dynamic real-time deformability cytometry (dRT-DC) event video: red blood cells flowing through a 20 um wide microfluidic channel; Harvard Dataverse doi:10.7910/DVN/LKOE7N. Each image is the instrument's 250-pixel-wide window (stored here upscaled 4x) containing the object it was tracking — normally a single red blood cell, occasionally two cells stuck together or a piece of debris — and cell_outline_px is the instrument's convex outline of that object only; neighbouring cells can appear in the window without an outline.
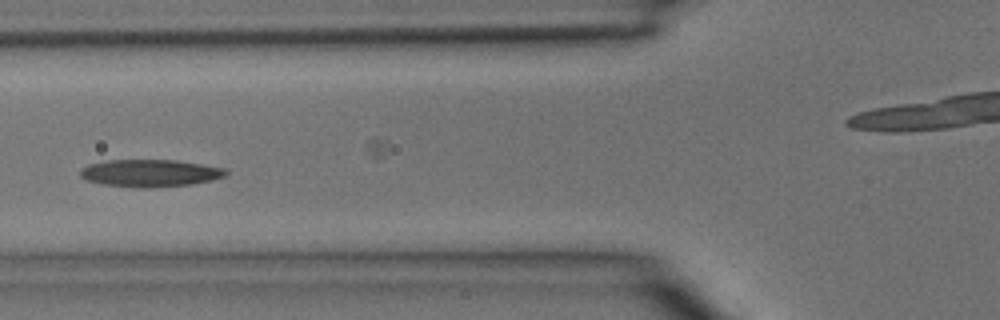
{"species": "common noctule bat (a hibernating species)", "species_latin": "Nyctalus noctula", "temperature_condition": "room temperature", "stored_images_in_passage": 8, "camera_frame_rate_fps": 3000, "um_per_image_px": 0.085, "animal": {"sex": "male", "body_mass_g": 15.6}, "frame": {"image": 1, "passage_image": 5, "time_ms": 1.333, "image_size_px": [1000, 320], "cell_outline_px": [[228, 176], [212, 180], [192, 184], [148, 188], [136, 188], [100, 184], [84, 180], [80, 176], [80, 168], [88, 164], [108, 160], [176, 160], [224, 168], [228, 172]], "centroid_in_image_um": [12.72, 14.72], "position_along_channel_um": 113.1, "area_um2": 23.47}}